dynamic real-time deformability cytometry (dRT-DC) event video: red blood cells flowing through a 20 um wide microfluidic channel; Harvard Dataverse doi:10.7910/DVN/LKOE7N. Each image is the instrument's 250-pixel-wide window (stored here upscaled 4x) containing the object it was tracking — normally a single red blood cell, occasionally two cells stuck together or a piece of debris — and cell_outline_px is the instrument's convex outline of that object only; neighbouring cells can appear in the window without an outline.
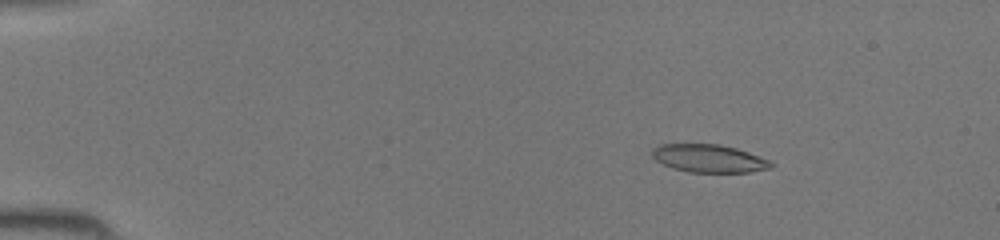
{"species": "common noctule bat (a hibernating species)", "species_latin": "Nyctalus noctula", "temperature_condition": "room temperature", "stored_images_in_passage": 45, "camera_frame_rate_fps": 3000, "um_per_image_px": 0.085, "animal": {"sex": "female", "body_mass_g": 19.5, "forearm_length_mm": 54.1}, "frame": {"image": 1, "passage_image": 7, "time_ms": 2.0, "image_size_px": [1000, 240], "cell_outline_px": [[776, 164], [772, 168], [748, 172], [688, 172], [672, 168], [656, 160], [652, 156], [652, 148], [660, 144], [720, 144], [736, 148], [748, 152], [768, 160]], "centroid_in_image_um": [60.26, 13.46], "position_along_channel_um": 24.7, "area_um2": 19.36}}
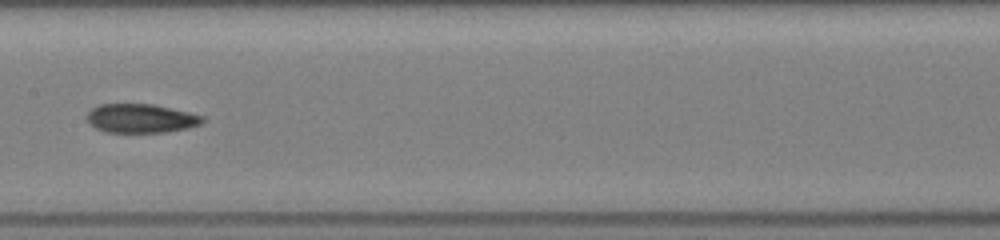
{"frame": {"image": 2, "passage_image": 24, "time_ms": 7.667, "image_size_px": [1000, 240], "cell_outline_px": [[204, 124], [188, 128], [168, 132], [104, 132], [96, 128], [88, 120], [88, 112], [92, 108], [100, 104], [152, 104], [188, 112], [204, 116]], "centroid_in_image_um": [12.02, 10.07], "position_along_channel_um": 195.4, "area_um2": 19.42}}
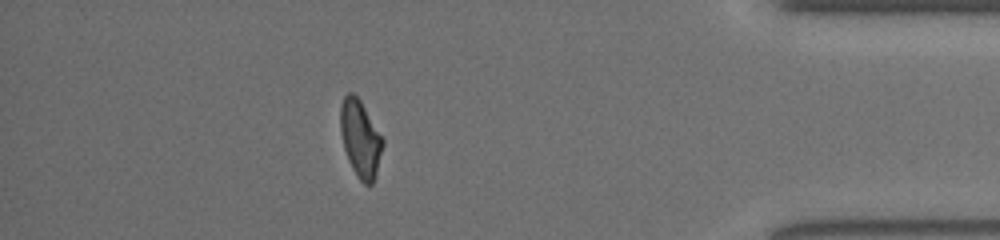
{"frame": {"image": 3, "passage_image": 40, "time_ms": 13.0, "image_size_px": [1000, 240], "cell_outline_px": [[384, 144], [376, 172], [372, 184], [364, 184], [360, 180], [352, 168], [344, 148], [340, 132], [340, 108], [344, 96], [348, 92], [352, 92], [360, 100], [384, 140]], "centroid_in_image_um": [30.62, 11.77], "position_along_channel_um": 404.6, "area_um2": 18.73}}